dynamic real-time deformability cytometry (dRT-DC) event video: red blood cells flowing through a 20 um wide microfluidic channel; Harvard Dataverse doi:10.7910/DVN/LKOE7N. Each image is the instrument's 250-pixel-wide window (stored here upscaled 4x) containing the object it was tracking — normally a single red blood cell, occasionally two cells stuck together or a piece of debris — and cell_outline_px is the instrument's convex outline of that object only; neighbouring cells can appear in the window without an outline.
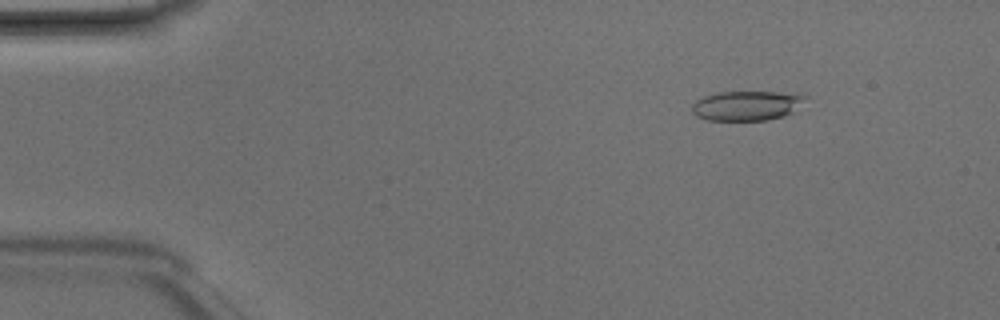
{"species": "Egyptian fruit bat (a non-hibernating species)", "species_latin": "Rousettus aegyptiacus", "temperature_condition": "room temperature", "stored_images_in_passage": 2, "camera_frame_rate_fps": 3000, "um_per_image_px": 0.085, "animal": {"sex": "male"}, "frame": {"image": 1, "passage_image": 1, "time_ms": 0.0, "image_size_px": [1000, 320], "cell_outline_px": [[808, 96], [792, 112], [784, 116], [768, 120], [708, 120], [696, 116], [692, 112], [692, 104], [696, 100], [704, 96], [720, 92], [804, 92]], "centroid_in_image_um": [63.51, 8.96], "position_along_channel_um": 21.5, "area_um2": 19.77}}